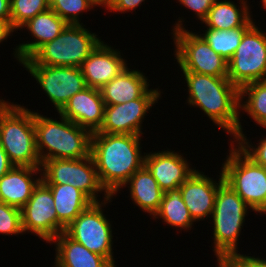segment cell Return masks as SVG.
<instances>
[{
	"label": "cell",
	"mask_w": 266,
	"mask_h": 267,
	"mask_svg": "<svg viewBox=\"0 0 266 267\" xmlns=\"http://www.w3.org/2000/svg\"><path fill=\"white\" fill-rule=\"evenodd\" d=\"M128 183L134 203L154 218L159 211L164 191L159 187L152 173L144 165L130 177L125 185Z\"/></svg>",
	"instance_id": "obj_24"
},
{
	"label": "cell",
	"mask_w": 266,
	"mask_h": 267,
	"mask_svg": "<svg viewBox=\"0 0 266 267\" xmlns=\"http://www.w3.org/2000/svg\"><path fill=\"white\" fill-rule=\"evenodd\" d=\"M93 202L82 211L66 228L65 233L91 252L104 256L114 267L112 252V229L102 212V204Z\"/></svg>",
	"instance_id": "obj_11"
},
{
	"label": "cell",
	"mask_w": 266,
	"mask_h": 267,
	"mask_svg": "<svg viewBox=\"0 0 266 267\" xmlns=\"http://www.w3.org/2000/svg\"><path fill=\"white\" fill-rule=\"evenodd\" d=\"M263 3V7L266 9V0L261 1Z\"/></svg>",
	"instance_id": "obj_41"
},
{
	"label": "cell",
	"mask_w": 266,
	"mask_h": 267,
	"mask_svg": "<svg viewBox=\"0 0 266 267\" xmlns=\"http://www.w3.org/2000/svg\"><path fill=\"white\" fill-rule=\"evenodd\" d=\"M0 145L14 166L40 167L34 112L0 100Z\"/></svg>",
	"instance_id": "obj_4"
},
{
	"label": "cell",
	"mask_w": 266,
	"mask_h": 267,
	"mask_svg": "<svg viewBox=\"0 0 266 267\" xmlns=\"http://www.w3.org/2000/svg\"><path fill=\"white\" fill-rule=\"evenodd\" d=\"M68 23L60 18L51 8L38 13L21 26L27 27L36 39L35 42L16 46L15 57L19 62L29 59L42 45L54 40L66 28Z\"/></svg>",
	"instance_id": "obj_19"
},
{
	"label": "cell",
	"mask_w": 266,
	"mask_h": 267,
	"mask_svg": "<svg viewBox=\"0 0 266 267\" xmlns=\"http://www.w3.org/2000/svg\"><path fill=\"white\" fill-rule=\"evenodd\" d=\"M159 216L172 227L188 229L192 227L194 220L189 214L188 208L185 205L180 188L167 190L164 192L159 211L154 215Z\"/></svg>",
	"instance_id": "obj_26"
},
{
	"label": "cell",
	"mask_w": 266,
	"mask_h": 267,
	"mask_svg": "<svg viewBox=\"0 0 266 267\" xmlns=\"http://www.w3.org/2000/svg\"><path fill=\"white\" fill-rule=\"evenodd\" d=\"M218 267H250L239 255L217 257Z\"/></svg>",
	"instance_id": "obj_35"
},
{
	"label": "cell",
	"mask_w": 266,
	"mask_h": 267,
	"mask_svg": "<svg viewBox=\"0 0 266 267\" xmlns=\"http://www.w3.org/2000/svg\"><path fill=\"white\" fill-rule=\"evenodd\" d=\"M144 157L145 166L164 192L179 188L195 171L180 154L174 151L166 150L146 155L144 153Z\"/></svg>",
	"instance_id": "obj_18"
},
{
	"label": "cell",
	"mask_w": 266,
	"mask_h": 267,
	"mask_svg": "<svg viewBox=\"0 0 266 267\" xmlns=\"http://www.w3.org/2000/svg\"><path fill=\"white\" fill-rule=\"evenodd\" d=\"M181 19L173 29L175 56L181 71L227 77V61L200 36L185 30Z\"/></svg>",
	"instance_id": "obj_8"
},
{
	"label": "cell",
	"mask_w": 266,
	"mask_h": 267,
	"mask_svg": "<svg viewBox=\"0 0 266 267\" xmlns=\"http://www.w3.org/2000/svg\"><path fill=\"white\" fill-rule=\"evenodd\" d=\"M239 256L250 266V267H266V260L260 258H254L251 256L241 255Z\"/></svg>",
	"instance_id": "obj_38"
},
{
	"label": "cell",
	"mask_w": 266,
	"mask_h": 267,
	"mask_svg": "<svg viewBox=\"0 0 266 267\" xmlns=\"http://www.w3.org/2000/svg\"><path fill=\"white\" fill-rule=\"evenodd\" d=\"M95 6L108 7L110 0H90Z\"/></svg>",
	"instance_id": "obj_40"
},
{
	"label": "cell",
	"mask_w": 266,
	"mask_h": 267,
	"mask_svg": "<svg viewBox=\"0 0 266 267\" xmlns=\"http://www.w3.org/2000/svg\"><path fill=\"white\" fill-rule=\"evenodd\" d=\"M248 99L242 103V98ZM239 108L244 109L260 126L266 128V80L256 81L240 89Z\"/></svg>",
	"instance_id": "obj_28"
},
{
	"label": "cell",
	"mask_w": 266,
	"mask_h": 267,
	"mask_svg": "<svg viewBox=\"0 0 266 267\" xmlns=\"http://www.w3.org/2000/svg\"><path fill=\"white\" fill-rule=\"evenodd\" d=\"M231 147L230 155L222 164L224 181L259 213H266V168L257 164L239 145Z\"/></svg>",
	"instance_id": "obj_7"
},
{
	"label": "cell",
	"mask_w": 266,
	"mask_h": 267,
	"mask_svg": "<svg viewBox=\"0 0 266 267\" xmlns=\"http://www.w3.org/2000/svg\"><path fill=\"white\" fill-rule=\"evenodd\" d=\"M46 92L58 113L87 85L81 69L70 66L23 65Z\"/></svg>",
	"instance_id": "obj_12"
},
{
	"label": "cell",
	"mask_w": 266,
	"mask_h": 267,
	"mask_svg": "<svg viewBox=\"0 0 266 267\" xmlns=\"http://www.w3.org/2000/svg\"><path fill=\"white\" fill-rule=\"evenodd\" d=\"M238 8L231 1L216 0L208 12L207 17L202 21L208 28L214 30H229L242 27L250 19L247 0H240Z\"/></svg>",
	"instance_id": "obj_25"
},
{
	"label": "cell",
	"mask_w": 266,
	"mask_h": 267,
	"mask_svg": "<svg viewBox=\"0 0 266 267\" xmlns=\"http://www.w3.org/2000/svg\"><path fill=\"white\" fill-rule=\"evenodd\" d=\"M60 116L61 121H57L34 112L36 149L41 163L50 159H81L90 155L92 133Z\"/></svg>",
	"instance_id": "obj_3"
},
{
	"label": "cell",
	"mask_w": 266,
	"mask_h": 267,
	"mask_svg": "<svg viewBox=\"0 0 266 267\" xmlns=\"http://www.w3.org/2000/svg\"><path fill=\"white\" fill-rule=\"evenodd\" d=\"M224 181L221 170L219 183L198 170L180 185L181 197L195 221L212 216L219 185Z\"/></svg>",
	"instance_id": "obj_15"
},
{
	"label": "cell",
	"mask_w": 266,
	"mask_h": 267,
	"mask_svg": "<svg viewBox=\"0 0 266 267\" xmlns=\"http://www.w3.org/2000/svg\"><path fill=\"white\" fill-rule=\"evenodd\" d=\"M52 241L56 243L55 267H114L104 256L89 251L65 232Z\"/></svg>",
	"instance_id": "obj_23"
},
{
	"label": "cell",
	"mask_w": 266,
	"mask_h": 267,
	"mask_svg": "<svg viewBox=\"0 0 266 267\" xmlns=\"http://www.w3.org/2000/svg\"><path fill=\"white\" fill-rule=\"evenodd\" d=\"M14 165L9 161V158L0 145V178L6 174Z\"/></svg>",
	"instance_id": "obj_36"
},
{
	"label": "cell",
	"mask_w": 266,
	"mask_h": 267,
	"mask_svg": "<svg viewBox=\"0 0 266 267\" xmlns=\"http://www.w3.org/2000/svg\"><path fill=\"white\" fill-rule=\"evenodd\" d=\"M249 207L225 181L219 185L211 216L216 257L239 255L237 241Z\"/></svg>",
	"instance_id": "obj_6"
},
{
	"label": "cell",
	"mask_w": 266,
	"mask_h": 267,
	"mask_svg": "<svg viewBox=\"0 0 266 267\" xmlns=\"http://www.w3.org/2000/svg\"><path fill=\"white\" fill-rule=\"evenodd\" d=\"M54 199L57 214V236L93 201L70 184H47Z\"/></svg>",
	"instance_id": "obj_22"
},
{
	"label": "cell",
	"mask_w": 266,
	"mask_h": 267,
	"mask_svg": "<svg viewBox=\"0 0 266 267\" xmlns=\"http://www.w3.org/2000/svg\"><path fill=\"white\" fill-rule=\"evenodd\" d=\"M81 24H68L54 40L42 45L23 65L78 67L102 42Z\"/></svg>",
	"instance_id": "obj_5"
},
{
	"label": "cell",
	"mask_w": 266,
	"mask_h": 267,
	"mask_svg": "<svg viewBox=\"0 0 266 267\" xmlns=\"http://www.w3.org/2000/svg\"><path fill=\"white\" fill-rule=\"evenodd\" d=\"M38 171L41 167L13 166L0 178V202L21 209L42 180L31 177Z\"/></svg>",
	"instance_id": "obj_20"
},
{
	"label": "cell",
	"mask_w": 266,
	"mask_h": 267,
	"mask_svg": "<svg viewBox=\"0 0 266 267\" xmlns=\"http://www.w3.org/2000/svg\"><path fill=\"white\" fill-rule=\"evenodd\" d=\"M262 32L254 22L227 62V77L239 90L249 83L266 80V35Z\"/></svg>",
	"instance_id": "obj_9"
},
{
	"label": "cell",
	"mask_w": 266,
	"mask_h": 267,
	"mask_svg": "<svg viewBox=\"0 0 266 267\" xmlns=\"http://www.w3.org/2000/svg\"><path fill=\"white\" fill-rule=\"evenodd\" d=\"M140 135L92 133L91 149L102 187L113 196L145 165Z\"/></svg>",
	"instance_id": "obj_1"
},
{
	"label": "cell",
	"mask_w": 266,
	"mask_h": 267,
	"mask_svg": "<svg viewBox=\"0 0 266 267\" xmlns=\"http://www.w3.org/2000/svg\"><path fill=\"white\" fill-rule=\"evenodd\" d=\"M41 175L46 184H70L84 192L93 202L97 192L104 191V202H110V196L102 187L92 155L81 159H50L41 165Z\"/></svg>",
	"instance_id": "obj_10"
},
{
	"label": "cell",
	"mask_w": 266,
	"mask_h": 267,
	"mask_svg": "<svg viewBox=\"0 0 266 267\" xmlns=\"http://www.w3.org/2000/svg\"><path fill=\"white\" fill-rule=\"evenodd\" d=\"M186 8L193 10L199 20L203 21L216 0H178Z\"/></svg>",
	"instance_id": "obj_33"
},
{
	"label": "cell",
	"mask_w": 266,
	"mask_h": 267,
	"mask_svg": "<svg viewBox=\"0 0 266 267\" xmlns=\"http://www.w3.org/2000/svg\"><path fill=\"white\" fill-rule=\"evenodd\" d=\"M14 32V29L7 21L0 20V42L7 39L10 34Z\"/></svg>",
	"instance_id": "obj_39"
},
{
	"label": "cell",
	"mask_w": 266,
	"mask_h": 267,
	"mask_svg": "<svg viewBox=\"0 0 266 267\" xmlns=\"http://www.w3.org/2000/svg\"><path fill=\"white\" fill-rule=\"evenodd\" d=\"M10 25L16 30L29 19L50 8V0H10Z\"/></svg>",
	"instance_id": "obj_29"
},
{
	"label": "cell",
	"mask_w": 266,
	"mask_h": 267,
	"mask_svg": "<svg viewBox=\"0 0 266 267\" xmlns=\"http://www.w3.org/2000/svg\"><path fill=\"white\" fill-rule=\"evenodd\" d=\"M11 7L10 0H0V20L10 24Z\"/></svg>",
	"instance_id": "obj_37"
},
{
	"label": "cell",
	"mask_w": 266,
	"mask_h": 267,
	"mask_svg": "<svg viewBox=\"0 0 266 267\" xmlns=\"http://www.w3.org/2000/svg\"><path fill=\"white\" fill-rule=\"evenodd\" d=\"M160 91L148 90L142 97L117 105H105L104 120L100 129L93 133L140 135L142 119L159 100Z\"/></svg>",
	"instance_id": "obj_13"
},
{
	"label": "cell",
	"mask_w": 266,
	"mask_h": 267,
	"mask_svg": "<svg viewBox=\"0 0 266 267\" xmlns=\"http://www.w3.org/2000/svg\"><path fill=\"white\" fill-rule=\"evenodd\" d=\"M188 86V103L204 111L214 124L232 134L243 135L239 119L240 90L228 77L183 72Z\"/></svg>",
	"instance_id": "obj_2"
},
{
	"label": "cell",
	"mask_w": 266,
	"mask_h": 267,
	"mask_svg": "<svg viewBox=\"0 0 266 267\" xmlns=\"http://www.w3.org/2000/svg\"><path fill=\"white\" fill-rule=\"evenodd\" d=\"M104 108L100 90L86 87L72 96L59 114L93 133L103 124Z\"/></svg>",
	"instance_id": "obj_17"
},
{
	"label": "cell",
	"mask_w": 266,
	"mask_h": 267,
	"mask_svg": "<svg viewBox=\"0 0 266 267\" xmlns=\"http://www.w3.org/2000/svg\"><path fill=\"white\" fill-rule=\"evenodd\" d=\"M148 86L142 72L127 67L99 90L105 105H117L142 97Z\"/></svg>",
	"instance_id": "obj_21"
},
{
	"label": "cell",
	"mask_w": 266,
	"mask_h": 267,
	"mask_svg": "<svg viewBox=\"0 0 266 267\" xmlns=\"http://www.w3.org/2000/svg\"><path fill=\"white\" fill-rule=\"evenodd\" d=\"M0 233L6 235L24 233L22 229L21 209L0 202Z\"/></svg>",
	"instance_id": "obj_31"
},
{
	"label": "cell",
	"mask_w": 266,
	"mask_h": 267,
	"mask_svg": "<svg viewBox=\"0 0 266 267\" xmlns=\"http://www.w3.org/2000/svg\"><path fill=\"white\" fill-rule=\"evenodd\" d=\"M145 0H110L108 10L126 12L127 10H134Z\"/></svg>",
	"instance_id": "obj_34"
},
{
	"label": "cell",
	"mask_w": 266,
	"mask_h": 267,
	"mask_svg": "<svg viewBox=\"0 0 266 267\" xmlns=\"http://www.w3.org/2000/svg\"><path fill=\"white\" fill-rule=\"evenodd\" d=\"M23 232L30 231L47 243L57 237V214L50 187L41 180L21 208Z\"/></svg>",
	"instance_id": "obj_14"
},
{
	"label": "cell",
	"mask_w": 266,
	"mask_h": 267,
	"mask_svg": "<svg viewBox=\"0 0 266 267\" xmlns=\"http://www.w3.org/2000/svg\"><path fill=\"white\" fill-rule=\"evenodd\" d=\"M250 18L242 27L229 30H214L207 28L204 36L200 35L209 46L227 62L240 45L244 33L254 24Z\"/></svg>",
	"instance_id": "obj_27"
},
{
	"label": "cell",
	"mask_w": 266,
	"mask_h": 267,
	"mask_svg": "<svg viewBox=\"0 0 266 267\" xmlns=\"http://www.w3.org/2000/svg\"><path fill=\"white\" fill-rule=\"evenodd\" d=\"M127 68L120 52L102 41L82 62L81 72L87 87L101 89Z\"/></svg>",
	"instance_id": "obj_16"
},
{
	"label": "cell",
	"mask_w": 266,
	"mask_h": 267,
	"mask_svg": "<svg viewBox=\"0 0 266 267\" xmlns=\"http://www.w3.org/2000/svg\"><path fill=\"white\" fill-rule=\"evenodd\" d=\"M245 137L246 136L243 134L237 140H235V142L237 141L236 143L241 147V149L257 164L266 168V138L261 139L257 148H253V146L246 141L248 139Z\"/></svg>",
	"instance_id": "obj_32"
},
{
	"label": "cell",
	"mask_w": 266,
	"mask_h": 267,
	"mask_svg": "<svg viewBox=\"0 0 266 267\" xmlns=\"http://www.w3.org/2000/svg\"><path fill=\"white\" fill-rule=\"evenodd\" d=\"M92 6L90 0H50V8L68 24H80L78 16Z\"/></svg>",
	"instance_id": "obj_30"
}]
</instances>
